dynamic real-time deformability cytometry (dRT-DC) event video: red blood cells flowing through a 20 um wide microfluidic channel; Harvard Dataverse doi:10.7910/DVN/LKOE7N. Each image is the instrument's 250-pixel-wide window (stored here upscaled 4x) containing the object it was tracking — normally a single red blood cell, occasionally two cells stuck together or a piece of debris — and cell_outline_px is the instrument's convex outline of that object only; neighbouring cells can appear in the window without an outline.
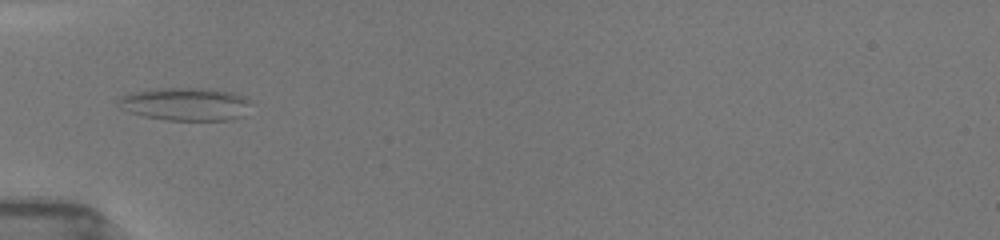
{"species": "common noctule bat (a hibernating species)", "species_latin": "Nyctalus noctula", "temperature_condition": "room temperature", "stored_images_in_passage": 2, "camera_frame_rate_fps": 3000, "um_per_image_px": 0.085, "animal": {"sex": "female", "body_mass_g": 19.5, "forearm_length_mm": 54.1}, "frame": {"image": 1, "passage_image": 1, "time_ms": 0.0, "image_size_px": [1000, 240], "cell_outline_px": [[244, 100], [232, 116], [228, 120], [168, 120], [144, 116], [132, 112], [120, 100], [124, 96], [136, 92], [160, 88], [204, 88], [228, 92]], "centroid_in_image_um": [15.59, 8.83], "position_along_channel_um": 69.4, "area_um2": 23.06}}